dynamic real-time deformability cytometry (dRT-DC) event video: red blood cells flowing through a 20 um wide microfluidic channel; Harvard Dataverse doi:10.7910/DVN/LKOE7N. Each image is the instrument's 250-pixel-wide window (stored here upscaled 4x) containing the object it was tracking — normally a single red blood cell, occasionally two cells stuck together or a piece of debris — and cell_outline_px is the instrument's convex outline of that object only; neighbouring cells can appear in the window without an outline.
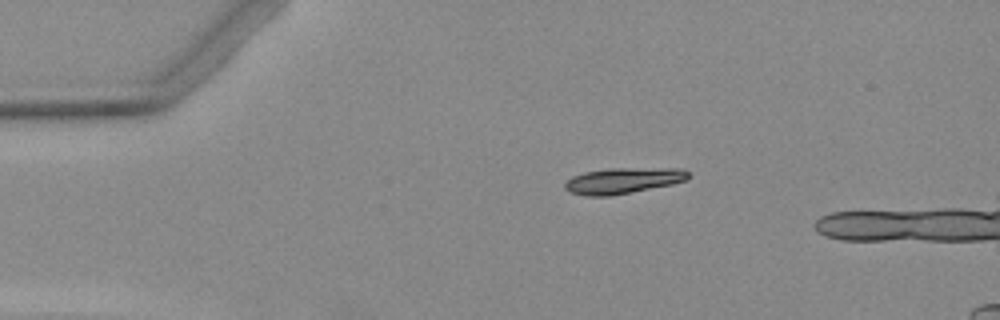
{"species": "Egyptian fruit bat (a non-hibernating species)", "species_latin": "Rousettus aegyptiacus", "temperature_condition": "warm", "stored_images_in_passage": 2, "camera_frame_rate_fps": 3000, "um_per_image_px": 0.085, "animal": {"sex": "female"}, "frame": {"image": 1, "passage_image": 2, "time_ms": 1.333, "image_size_px": [1000, 320], "cell_outline_px": [[688, 180], [672, 184], [608, 196], [584, 196], [568, 192], [564, 188], [564, 184], [572, 176], [584, 172], [608, 168], [680, 168], [688, 172]], "centroid_in_image_um": [52.92, 15.35], "position_along_channel_um": 32.1, "area_um2": 18.61}}